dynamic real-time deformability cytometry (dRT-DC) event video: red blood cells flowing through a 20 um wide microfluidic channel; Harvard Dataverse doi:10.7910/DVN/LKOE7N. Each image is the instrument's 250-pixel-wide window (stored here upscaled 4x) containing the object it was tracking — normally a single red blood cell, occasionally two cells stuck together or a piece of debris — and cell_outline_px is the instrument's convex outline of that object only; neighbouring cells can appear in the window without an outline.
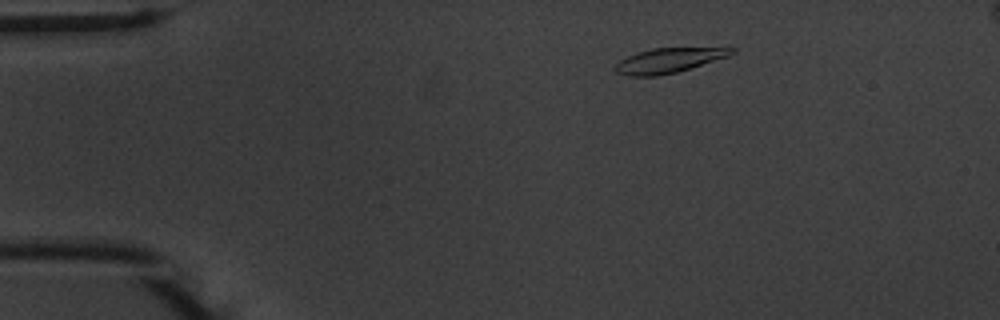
{"species": "common noctule bat (a hibernating species)", "species_latin": "Nyctalus noctula", "temperature_condition": "warm", "stored_images_in_passage": 51, "camera_frame_rate_fps": 3000, "um_per_image_px": 0.085, "animal": {"sex": "male", "body_mass_g": 20.1, "forearm_length_mm": 53.5}, "frame": {"image": 1, "passage_image": 6, "time_ms": 1.667, "image_size_px": [1000, 320], "cell_outline_px": [[736, 52], [728, 56], [676, 72], [656, 76], [628, 76], [616, 72], [612, 68], [620, 60], [636, 52], [652, 48], [736, 48]], "centroid_in_image_um": [56.78, 5.14], "position_along_channel_um": 28.2, "area_um2": 16.59}}
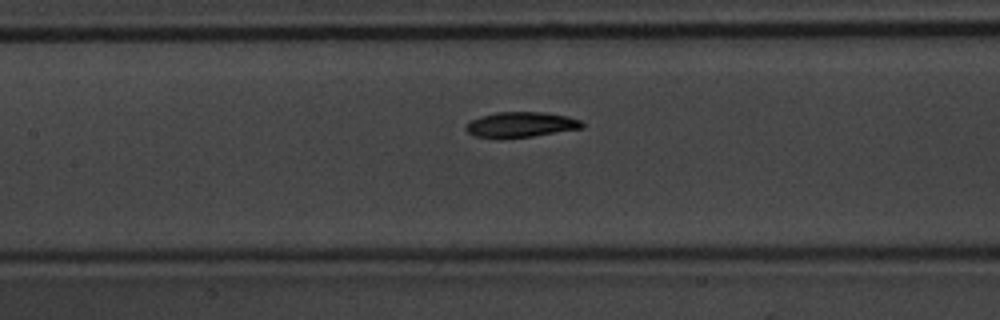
{"frame": {"image": 2, "passage_image": 22, "time_ms": 7.0, "image_size_px": [1000, 320], "cell_outline_px": [[584, 128], [532, 136], [500, 140], [476, 136], [468, 132], [464, 128], [464, 124], [480, 116], [496, 112], [544, 112], [568, 116], [580, 120], [584, 124]], "centroid_in_image_um": [44.24, 10.61], "position_along_channel_um": 163.2, "area_um2": 17.51}}
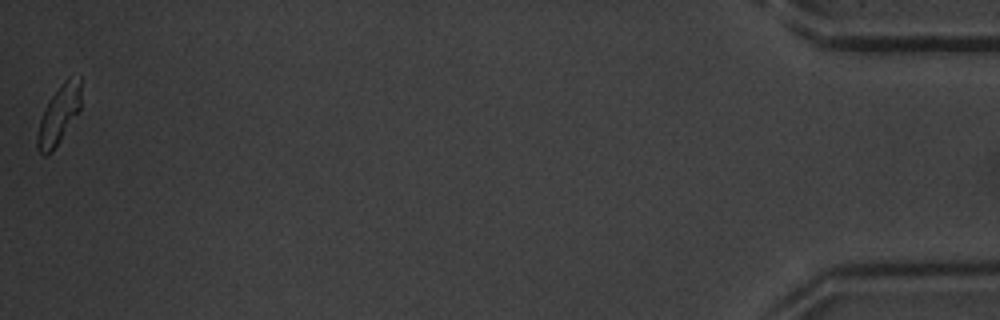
{"frame": {"image": 3, "passage_image": 51, "time_ms": 16.667, "image_size_px": [1000, 320], "cell_outline_px": [[80, 108], [60, 140], [52, 152], [48, 156], [44, 156], [36, 148], [36, 136], [40, 120], [44, 108], [60, 84], [68, 76], [80, 76]], "centroid_in_image_um": [4.97, 9.76], "position_along_channel_um": 430.2, "area_um2": 14.8}, "authors_computed_cell_mechanics": {"area_um2": 17.051, "velocity_mm_per_s": 3.7161, "shape_relaxation_time_tau1_ms": 2.6636, "shape_relaxation_time_tau2_ms": 3.6752, "deformation_change_tau1": 0.1622, "deformation_change_tau2": 0.0827}}